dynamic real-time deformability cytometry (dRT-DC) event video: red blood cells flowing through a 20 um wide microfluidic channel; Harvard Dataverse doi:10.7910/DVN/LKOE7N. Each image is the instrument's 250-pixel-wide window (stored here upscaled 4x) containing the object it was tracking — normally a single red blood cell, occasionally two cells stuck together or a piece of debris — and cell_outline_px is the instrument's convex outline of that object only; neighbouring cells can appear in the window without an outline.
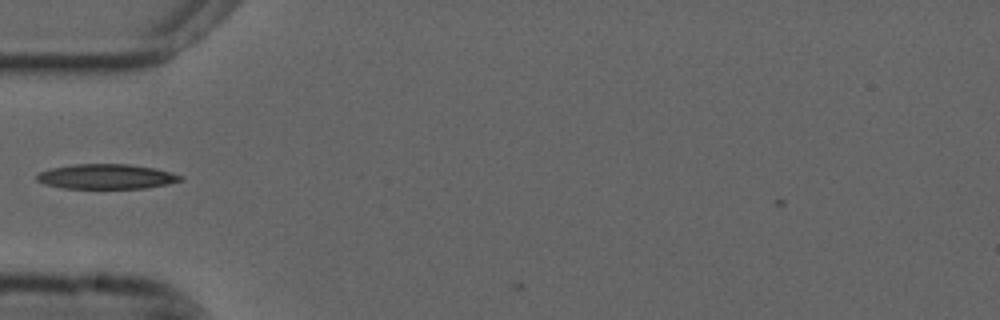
{"species": "common noctule bat (a hibernating species)", "species_latin": "Nyctalus noctula", "temperature_condition": "cold", "stored_images_in_passage": 3, "camera_frame_rate_fps": 3000, "um_per_image_px": 0.085, "animal": {"sex": "male", "forearm_length_mm": 52.5}, "frame": {"image": 1, "passage_image": 2, "time_ms": 0.333, "image_size_px": [1000, 320], "cell_outline_px": [[184, 180], [168, 184], [144, 188], [64, 188], [44, 184], [36, 180], [36, 176], [40, 172], [52, 168], [72, 164], [128, 164], [152, 168], [184, 176]], "centroid_in_image_um": [9.03, 15.01], "position_along_channel_um": 76.0, "area_um2": 20.69}}